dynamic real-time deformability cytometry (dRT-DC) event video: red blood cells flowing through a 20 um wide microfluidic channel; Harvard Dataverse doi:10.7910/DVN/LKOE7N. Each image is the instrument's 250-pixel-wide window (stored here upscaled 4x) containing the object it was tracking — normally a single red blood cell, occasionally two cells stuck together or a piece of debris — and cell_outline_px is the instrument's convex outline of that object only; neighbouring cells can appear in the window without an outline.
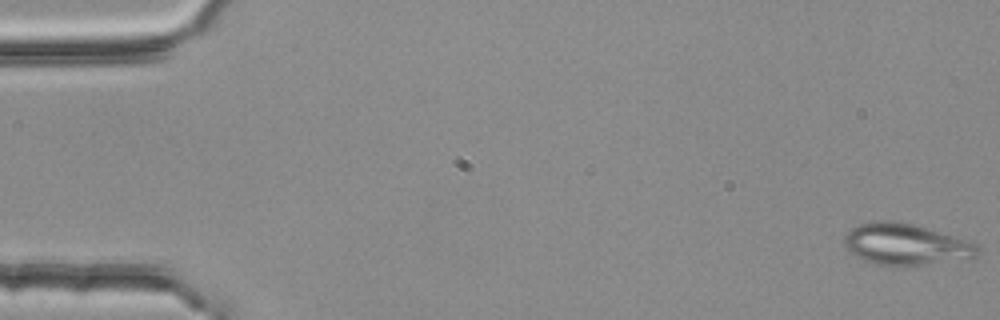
{"species": "common noctule bat (a hibernating species)", "species_latin": "Nyctalus noctula", "temperature_condition": "room temperature", "stored_images_in_passage": 52, "segment_of_instrument_passage": [1, 2], "camera_frame_rate_fps": 3000, "um_per_image_px": 0.085, "animal": {"sex": "female", "body_mass_g": 25.1}, "frame": {"image": 1, "passage_image": 1, "time_ms": 0.0, "image_size_px": [1000, 320], "cell_outline_px": [[980, 252], [972, 260], [924, 264], [876, 264], [864, 260], [856, 256], [844, 244], [844, 236], [852, 228], [860, 224], [872, 220], [896, 220], [912, 224], [964, 240], [976, 244], [980, 248]], "centroid_in_image_um": [77.02, 20.76], "position_along_channel_um": 8.0, "area_um2": 31.73}}